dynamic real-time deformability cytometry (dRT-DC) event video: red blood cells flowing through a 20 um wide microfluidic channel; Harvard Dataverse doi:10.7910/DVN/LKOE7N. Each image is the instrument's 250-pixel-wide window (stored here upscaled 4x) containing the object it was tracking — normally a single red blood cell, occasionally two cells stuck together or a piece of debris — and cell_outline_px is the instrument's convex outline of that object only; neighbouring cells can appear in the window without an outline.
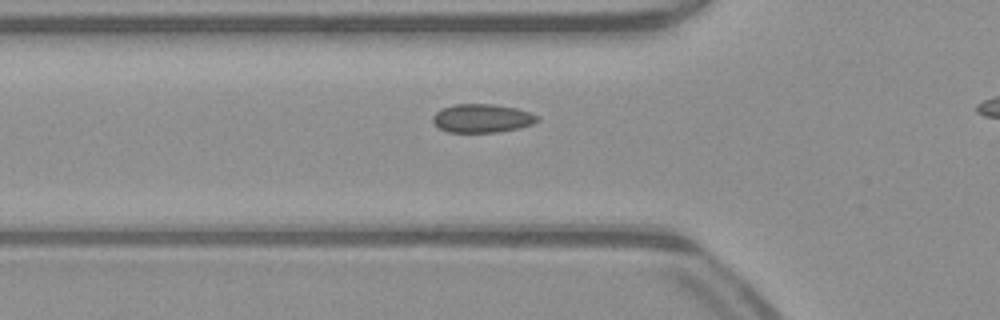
{"species": "common noctule bat (a hibernating species)", "species_latin": "Nyctalus noctula", "temperature_condition": "warm", "stored_images_in_passage": 35, "camera_frame_rate_fps": 3000, "um_per_image_px": 0.085, "animal": {"sex": "male", "body_mass_g": 23.1, "forearm_length_mm": 52.7}, "frame": {"image": 1, "passage_image": 11, "time_ms": 3.333, "image_size_px": [1000, 320], "cell_outline_px": [[540, 120], [532, 124], [520, 128], [500, 132], [448, 132], [440, 128], [432, 120], [432, 116], [436, 112], [444, 108], [456, 104], [496, 104], [516, 108], [540, 116]], "centroid_in_image_um": [41.02, 10.06], "position_along_channel_um": 84.8, "area_um2": 17.4}}
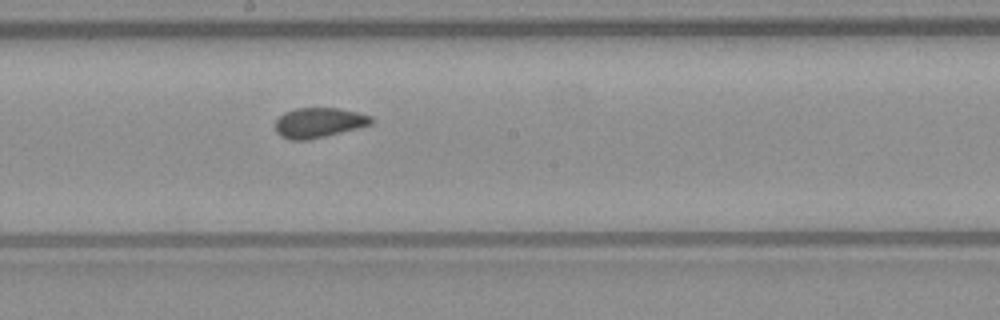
{"frame": {"image": 2, "passage_image": 21, "time_ms": 6.667, "image_size_px": [1000, 320], "cell_outline_px": [[372, 124], [308, 140], [288, 140], [280, 136], [276, 132], [276, 120], [284, 112], [296, 108], [336, 108], [356, 112], [372, 116]], "centroid_in_image_um": [27.06, 10.43], "position_along_channel_um": 221.1, "area_um2": 16.59}}
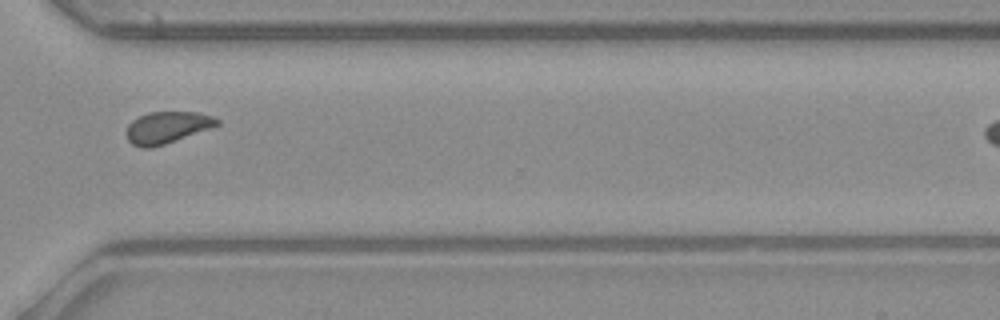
{"frame": {"image": 3, "passage_image": 31, "time_ms": 10.0, "image_size_px": [1000, 320], "cell_outline_px": [[220, 124], [164, 144], [152, 148], [140, 148], [132, 144], [128, 140], [128, 124], [132, 120], [148, 112], [200, 112], [212, 116], [220, 120]], "centroid_in_image_um": [14.19, 10.82], "position_along_channel_um": 356.4, "area_um2": 16.53}}